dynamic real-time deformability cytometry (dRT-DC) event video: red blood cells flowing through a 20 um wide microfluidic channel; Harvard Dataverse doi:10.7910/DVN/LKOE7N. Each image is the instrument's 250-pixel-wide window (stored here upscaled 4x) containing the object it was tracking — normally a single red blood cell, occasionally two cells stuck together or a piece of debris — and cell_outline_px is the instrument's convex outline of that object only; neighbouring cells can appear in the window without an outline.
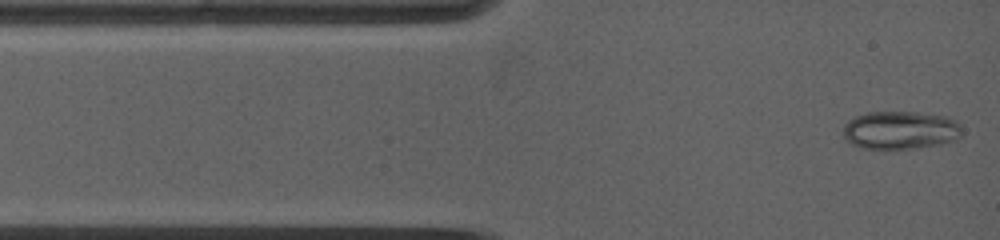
{"species": "common noctule bat (a hibernating species)", "species_latin": "Nyctalus noctula", "temperature_condition": "warm", "stored_images_in_passage": 36, "camera_frame_rate_fps": 5000, "um_per_image_px": 0.085, "animal": {"sex": "female", "body_mass_g": 19.0, "forearm_length_mm": 53.3}, "frame": {"image": 1, "passage_image": 1, "time_ms": 0.0, "image_size_px": [1000, 240], "cell_outline_px": [[960, 136], [956, 140], [940, 144], [916, 148], [860, 148], [848, 144], [844, 140], [844, 124], [848, 120], [856, 116], [868, 112], [916, 112], [944, 116], [960, 124]], "centroid_in_image_um": [76.48, 11.07], "position_along_channel_um": 8.5, "area_um2": 26.36}}
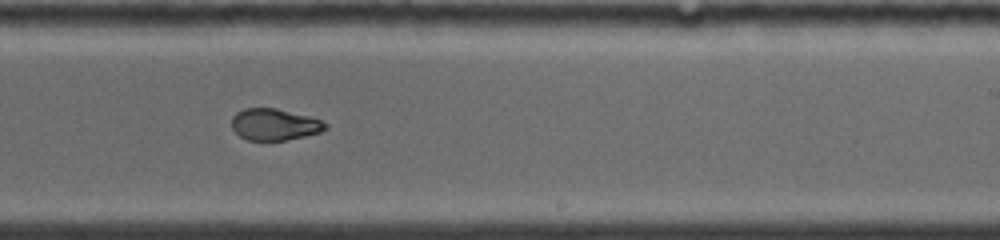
{"frame": {"image": 2, "passage_image": 21, "time_ms": 7.6, "image_size_px": [1000, 240], "cell_outline_px": [[328, 128], [320, 132], [304, 136], [284, 140], [248, 140], [240, 136], [232, 128], [232, 116], [236, 112], [244, 108], [276, 108], [308, 116], [320, 120], [328, 124]], "centroid_in_image_um": [23.32, 10.57], "position_along_channel_um": 265.7, "area_um2": 17.17}}
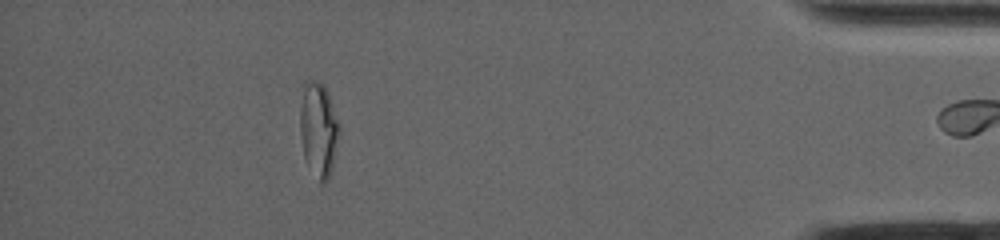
{"frame": {"image": 3, "passage_image": 35, "time_ms": 12.8, "image_size_px": [1000, 240], "cell_outline_px": [[340, 136], [332, 168], [328, 180], [324, 184], [320, 180], [304, 156], [300, 132], [300, 84], [304, 80], [316, 80], [328, 92], [340, 124]], "centroid_in_image_um": [27.07, 10.9], "position_along_channel_um": 408.1, "area_um2": 21.79}, "authors_computed_cell_mechanics": {"area_um2": 18.9295, "velocity_mm_per_s": 3.9601, "shape_relaxation_time_tau1_ms": null, "shape_relaxation_time_tau2_ms": 0.8863, "deformation_change_tau1": null, "deformation_change_tau2": 0.0529}}